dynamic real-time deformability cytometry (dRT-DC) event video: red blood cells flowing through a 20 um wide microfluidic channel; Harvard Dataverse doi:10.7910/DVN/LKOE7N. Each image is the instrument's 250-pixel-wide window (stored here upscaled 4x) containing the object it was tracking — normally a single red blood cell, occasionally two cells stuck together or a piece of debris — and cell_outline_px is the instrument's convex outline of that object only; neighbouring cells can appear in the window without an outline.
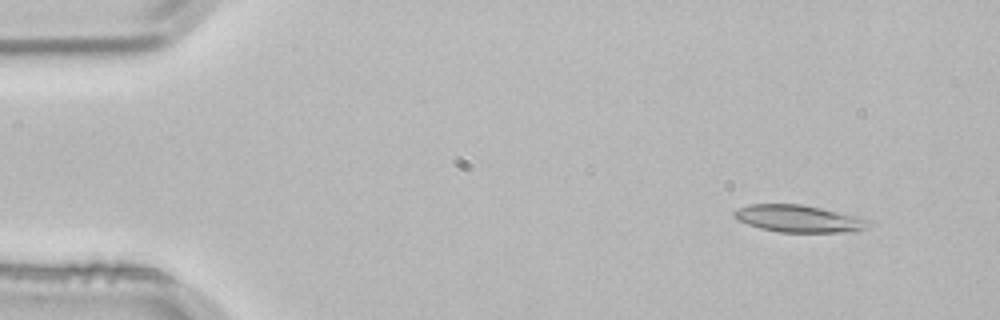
{"species": "common noctule bat (a hibernating species)", "species_latin": "Nyctalus noctula", "temperature_condition": "room temperature", "stored_images_in_passage": 3, "camera_frame_rate_fps": 3000, "um_per_image_px": 0.085, "animal": {"sex": "male", "body_mass_g": 21.5, "forearm_length_mm": 52.0}, "frame": {"image": 1, "passage_image": 1, "time_ms": 0.0, "image_size_px": [1000, 320], "cell_outline_px": [[876, 224], [856, 232], [780, 232], [760, 228], [736, 220], [732, 216], [732, 212], [748, 204], [800, 204], [820, 208], [872, 220]], "centroid_in_image_um": [67.93, 18.6], "position_along_channel_um": 17.1, "area_um2": 21.44}}
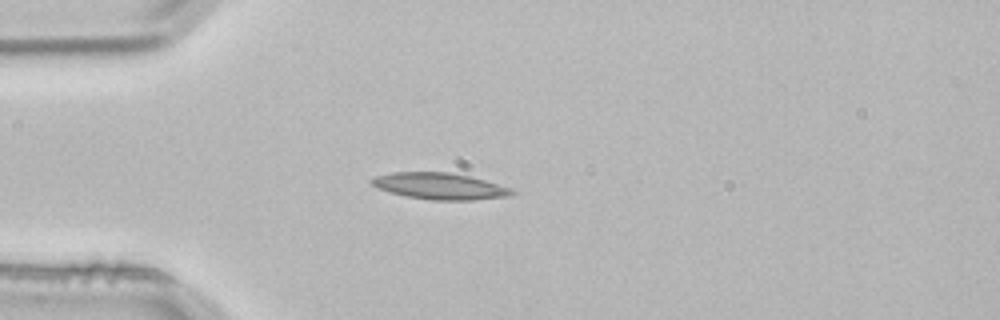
{"frame": {"image": 2, "passage_image": 3, "time_ms": 0.667, "image_size_px": [1000, 320], "cell_outline_px": [[516, 192], [508, 196], [472, 200], [432, 200], [404, 196], [388, 192], [372, 184], [368, 180], [376, 176], [392, 172], [448, 172], [472, 176], [512, 188]], "centroid_in_image_um": [37.39, 15.82], "position_along_channel_um": 47.6, "area_um2": 21.73}}